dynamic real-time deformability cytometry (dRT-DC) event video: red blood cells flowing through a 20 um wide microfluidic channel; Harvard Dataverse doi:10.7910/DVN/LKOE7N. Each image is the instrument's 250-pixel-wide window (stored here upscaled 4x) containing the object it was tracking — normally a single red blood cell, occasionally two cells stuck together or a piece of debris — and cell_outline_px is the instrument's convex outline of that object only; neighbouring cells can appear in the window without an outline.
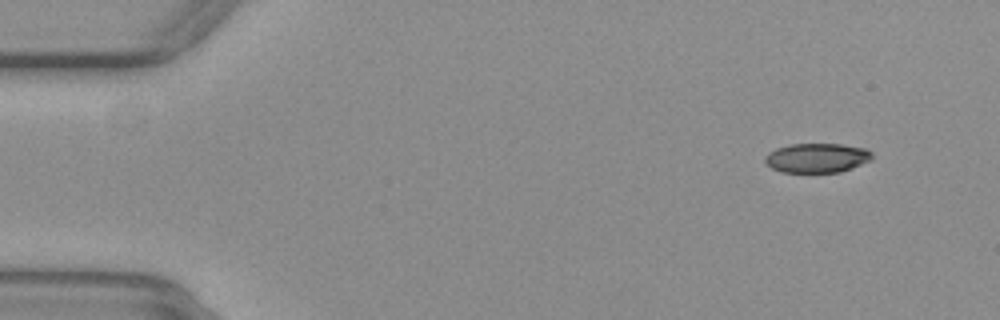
{"species": "common noctule bat (a hibernating species)", "species_latin": "Nyctalus noctula", "temperature_condition": "warm", "stored_images_in_passage": 54, "camera_frame_rate_fps": 3000, "um_per_image_px": 0.085, "animal": {"sex": "female", "body_mass_g": 29.2, "forearm_length_mm": 56.3}, "frame": {"image": 1, "passage_image": 5, "time_ms": 1.333, "image_size_px": [1000, 320], "cell_outline_px": [[872, 160], [852, 168], [840, 172], [780, 172], [764, 164], [764, 156], [768, 152], [776, 148], [788, 144], [840, 144], [868, 148], [872, 152]], "centroid_in_image_um": [69.42, 13.42], "position_along_channel_um": 15.6, "area_um2": 18.67}}
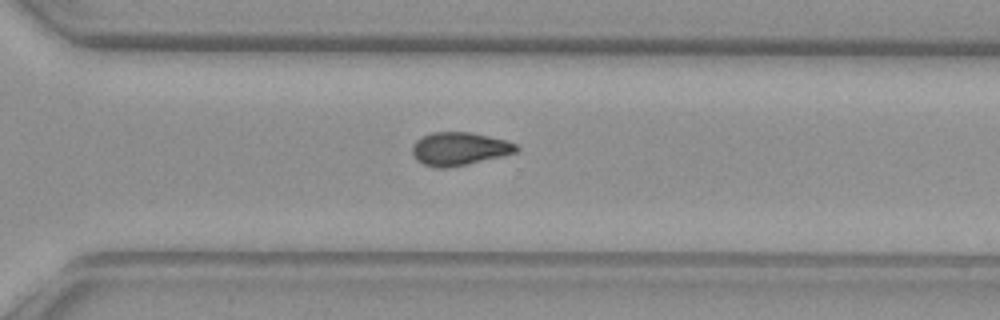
{"frame": {"image": 2, "passage_image": 38, "time_ms": 12.333, "image_size_px": [1000, 320], "cell_outline_px": [[520, 148], [516, 152], [468, 164], [444, 168], [432, 168], [416, 160], [412, 156], [412, 144], [416, 140], [432, 132], [472, 132], [504, 140], [516, 144]], "centroid_in_image_um": [38.99, 12.65], "position_along_channel_um": 331.6, "area_um2": 20.06}}
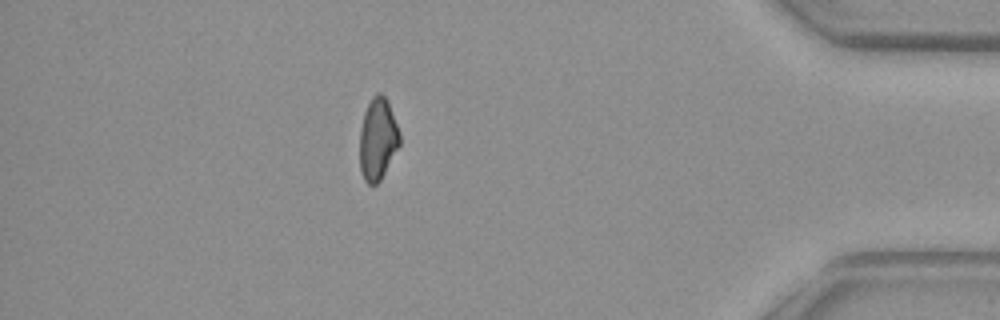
{"frame": {"image": 3, "passage_image": 47, "time_ms": 15.333, "image_size_px": [1000, 320], "cell_outline_px": [[400, 144], [380, 180], [376, 184], [368, 184], [364, 180], [360, 172], [360, 128], [364, 112], [372, 96], [376, 92], [380, 92], [388, 100], [400, 132]], "centroid_in_image_um": [32.1, 11.79], "position_along_channel_um": 403.1, "area_um2": 19.19}, "authors_computed_cell_mechanics": {"area_um2": 19.7965, "velocity_mm_per_s": 3.9066, "shape_relaxation_time_tau1_ms": null, "shape_relaxation_time_tau2_ms": 5.7763, "deformation_change_tau1": null, "deformation_change_tau2": 0.1202}}